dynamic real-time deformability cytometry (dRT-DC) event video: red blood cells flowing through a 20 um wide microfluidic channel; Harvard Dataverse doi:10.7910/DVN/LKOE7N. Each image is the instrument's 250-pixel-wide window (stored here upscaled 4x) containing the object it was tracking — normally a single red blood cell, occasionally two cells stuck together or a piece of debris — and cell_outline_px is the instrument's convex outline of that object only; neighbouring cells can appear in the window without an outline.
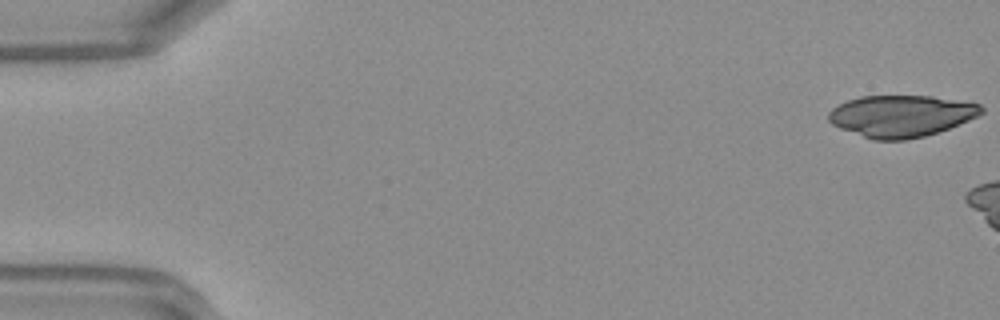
{"species": "Egyptian fruit bat (a non-hibernating species)", "species_latin": "Rousettus aegyptiacus", "temperature_condition": "warm", "stored_images_in_passage": 3, "camera_frame_rate_fps": 3000, "um_per_image_px": 0.085, "frame": {"image": 1, "passage_image": 1, "time_ms": 0.0, "image_size_px": [1000, 320], "cell_outline_px": [[976, 104], [972, 112], [964, 120], [944, 128], [932, 132], [916, 136], [868, 136], [840, 124], [844, 104], [856, 100], [872, 96], [916, 96]], "centroid_in_image_um": [76.73, 9.79], "position_along_channel_um": 8.3, "area_um2": 30.63}}